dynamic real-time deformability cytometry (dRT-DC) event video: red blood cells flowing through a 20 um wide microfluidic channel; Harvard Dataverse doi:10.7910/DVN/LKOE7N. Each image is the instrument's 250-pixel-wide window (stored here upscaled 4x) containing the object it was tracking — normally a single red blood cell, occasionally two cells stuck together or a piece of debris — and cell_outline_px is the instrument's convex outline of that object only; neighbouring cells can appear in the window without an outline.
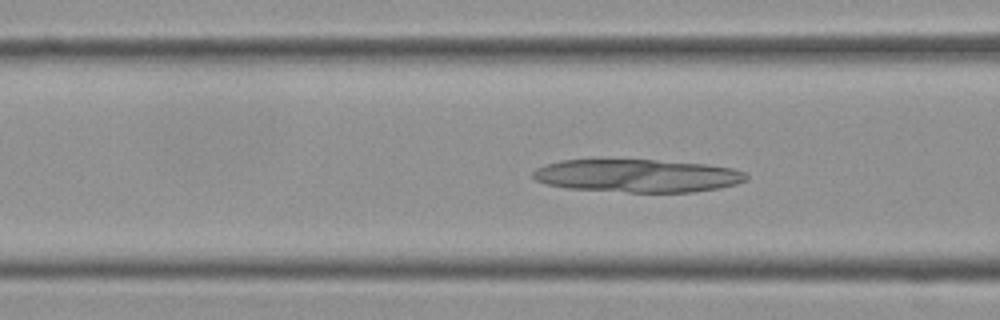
{"species": "Egyptian fruit bat (a non-hibernating species)", "species_latin": "Rousettus aegyptiacus", "temperature_condition": "cold", "stored_images_in_passage": 58, "camera_frame_rate_fps": 3000, "um_per_image_px": 0.085, "frame": {"image": 1, "passage_image": 23, "time_ms": 7.333, "image_size_px": [1000, 320], "cell_outline_px": [[748, 176], [744, 180], [736, 184], [720, 188], [692, 192], [628, 192], [568, 188], [548, 184], [536, 180], [532, 176], [532, 172], [536, 168], [560, 160], [656, 160], [704, 164], [732, 168], [744, 172]], "centroid_in_image_um": [54.18, 14.94], "position_along_channel_um": 112.4, "area_um2": 40.69}}
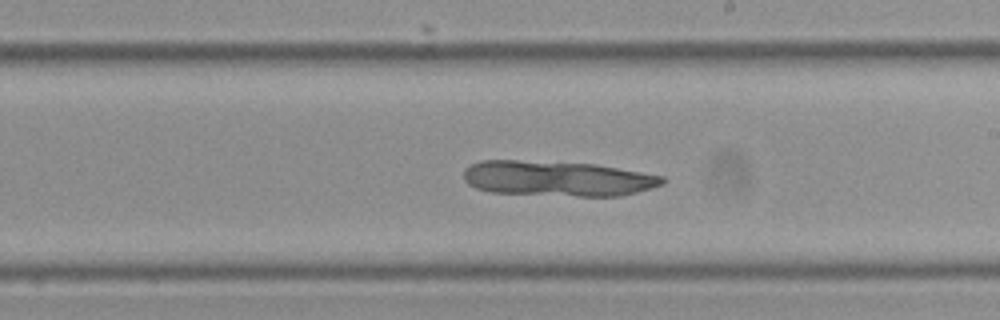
{"frame": {"image": 2, "passage_image": 34, "time_ms": 11.0, "image_size_px": [1000, 320], "cell_outline_px": [[664, 184], [636, 192], [620, 196], [576, 196], [492, 192], [476, 188], [468, 184], [464, 180], [464, 168], [480, 160], [516, 160], [596, 164], [664, 176]], "centroid_in_image_um": [47.36, 15.17], "position_along_channel_um": 241.6, "area_um2": 40.75}}
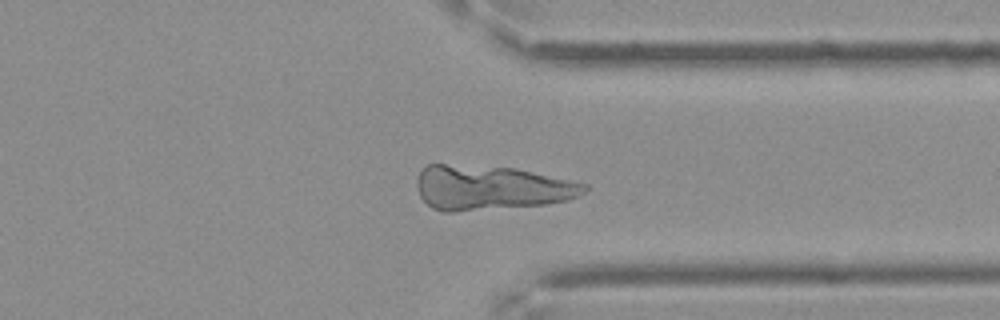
{"frame": {"image": 3, "passage_image": 45, "time_ms": 14.667, "image_size_px": [1000, 320], "cell_outline_px": [[588, 188], [584, 192], [568, 200], [544, 204], [452, 212], [444, 212], [432, 208], [420, 196], [416, 184], [416, 180], [420, 172], [428, 164], [444, 164], [516, 168], [588, 184]], "centroid_in_image_um": [41.71, 15.95], "position_along_channel_um": 369.7, "area_um2": 43.23}}